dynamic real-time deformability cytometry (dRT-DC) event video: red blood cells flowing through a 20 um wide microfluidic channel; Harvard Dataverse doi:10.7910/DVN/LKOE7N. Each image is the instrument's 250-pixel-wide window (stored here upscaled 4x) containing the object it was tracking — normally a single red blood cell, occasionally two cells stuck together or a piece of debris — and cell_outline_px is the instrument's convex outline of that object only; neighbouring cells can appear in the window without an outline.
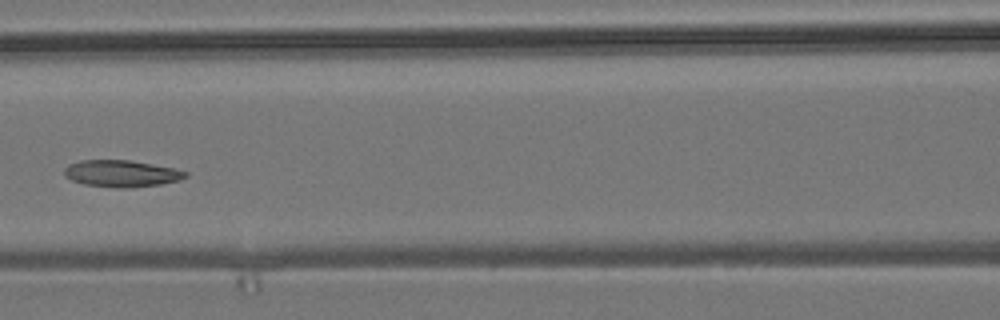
{"species": "common noctule bat (a hibernating species)", "species_latin": "Nyctalus noctula", "temperature_condition": "room temperature", "stored_images_in_passage": 6, "camera_frame_rate_fps": 3000, "um_per_image_px": 0.085, "animal": {"sex": "male", "body_mass_g": 19.2, "forearm_length_mm": 51.8}, "frame": {"image": 1, "passage_image": 5, "time_ms": 4.667, "image_size_px": [1000, 320], "cell_outline_px": [[188, 176], [180, 180], [160, 184], [128, 188], [120, 188], [84, 184], [72, 180], [64, 176], [64, 168], [68, 164], [80, 160], [128, 160], [152, 164], [172, 168], [188, 172]], "centroid_in_image_um": [10.3, 14.75], "position_along_channel_um": 156.3, "area_um2": 18.84}}
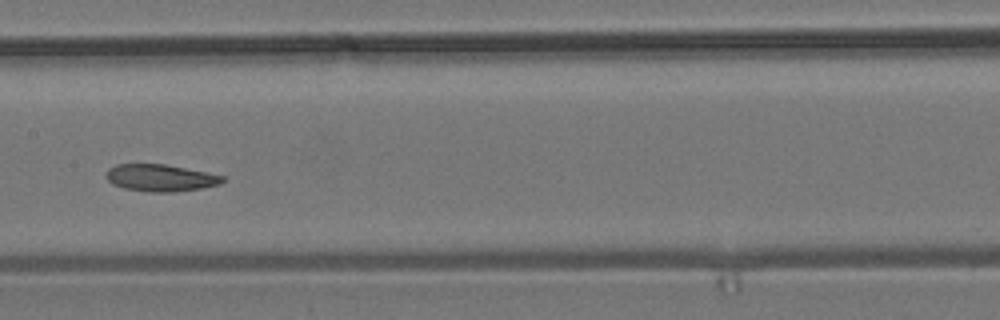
{"frame": {"image": 2, "passage_image": 6, "time_ms": 5.667, "image_size_px": [1000, 320], "cell_outline_px": [[224, 180], [220, 184], [200, 188], [176, 192], [148, 192], [124, 188], [112, 184], [104, 176], [108, 168], [116, 164], [164, 164], [208, 172], [224, 176]], "centroid_in_image_um": [13.61, 15.11], "position_along_channel_um": 193.8, "area_um2": 18.44}}